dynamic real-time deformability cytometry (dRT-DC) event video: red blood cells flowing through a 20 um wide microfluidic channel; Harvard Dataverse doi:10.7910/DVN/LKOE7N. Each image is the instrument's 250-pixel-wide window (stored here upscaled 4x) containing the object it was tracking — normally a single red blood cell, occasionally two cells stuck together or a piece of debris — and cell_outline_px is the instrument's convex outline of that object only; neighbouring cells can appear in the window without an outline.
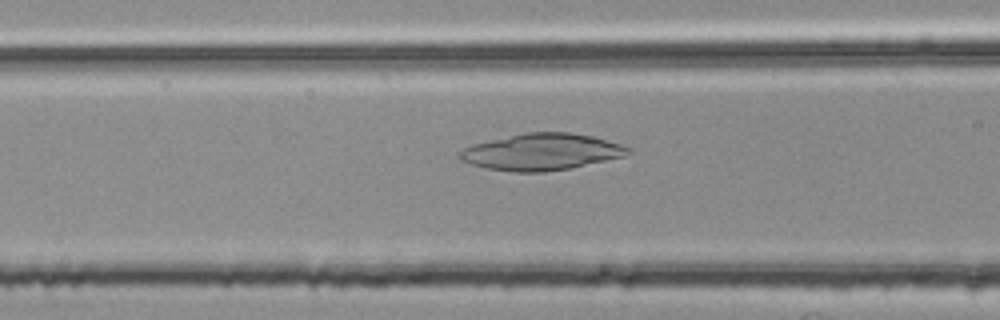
{"species": "common noctule bat (a hibernating species)", "species_latin": "Nyctalus noctula", "temperature_condition": "room temperature", "stored_images_in_passage": 46, "camera_frame_rate_fps": 3000, "um_per_image_px": 0.085, "animal": {"sex": "female", "body_mass_g": 25.1}, "frame": {"image": 1, "passage_image": 13, "time_ms": 4.0, "image_size_px": [1000, 320], "cell_outline_px": [[632, 152], [624, 156], [568, 168], [544, 172], [512, 172], [488, 168], [472, 164], [460, 160], [456, 156], [464, 148], [472, 144], [524, 132], [568, 132], [592, 136], [620, 144], [632, 148]], "centroid_in_image_um": [46.01, 12.9], "position_along_channel_um": 120.6, "area_um2": 35.72}}
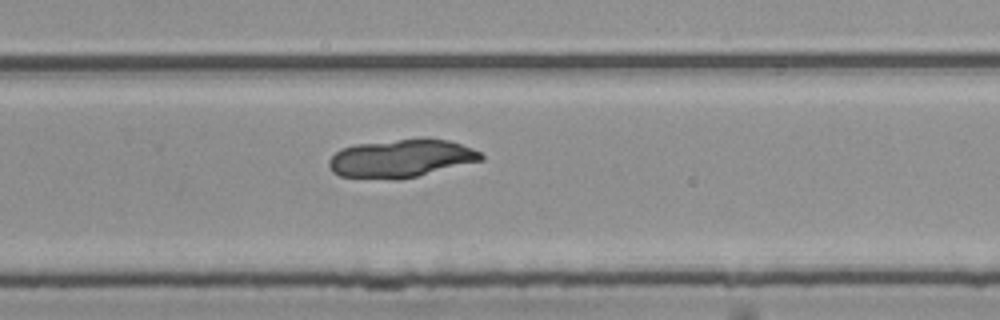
{"frame": {"image": 2, "passage_image": 27, "time_ms": 8.667, "image_size_px": [1000, 320], "cell_outline_px": [[484, 160], [400, 180], [392, 180], [340, 176], [332, 172], [328, 164], [328, 160], [340, 148], [356, 144], [420, 136], [424, 136], [448, 140], [472, 148], [480, 152], [484, 156]], "centroid_in_image_um": [34.1, 13.44], "position_along_channel_um": 295.7, "area_um2": 34.45}}
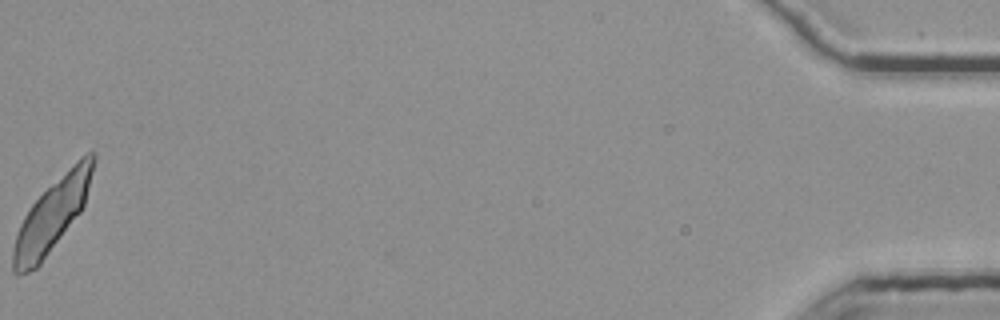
{"frame": {"image": 3, "passage_image": 46, "time_ms": 15.0, "image_size_px": [1000, 320], "cell_outline_px": [[96, 160], [84, 204], [80, 212], [40, 264], [36, 268], [28, 272], [16, 276], [12, 272], [12, 248], [20, 224], [24, 216], [32, 204], [80, 156], [88, 152], [96, 152]], "centroid_in_image_um": [4.41, 18.29], "position_along_channel_um": 430.8, "area_um2": 33.29}}